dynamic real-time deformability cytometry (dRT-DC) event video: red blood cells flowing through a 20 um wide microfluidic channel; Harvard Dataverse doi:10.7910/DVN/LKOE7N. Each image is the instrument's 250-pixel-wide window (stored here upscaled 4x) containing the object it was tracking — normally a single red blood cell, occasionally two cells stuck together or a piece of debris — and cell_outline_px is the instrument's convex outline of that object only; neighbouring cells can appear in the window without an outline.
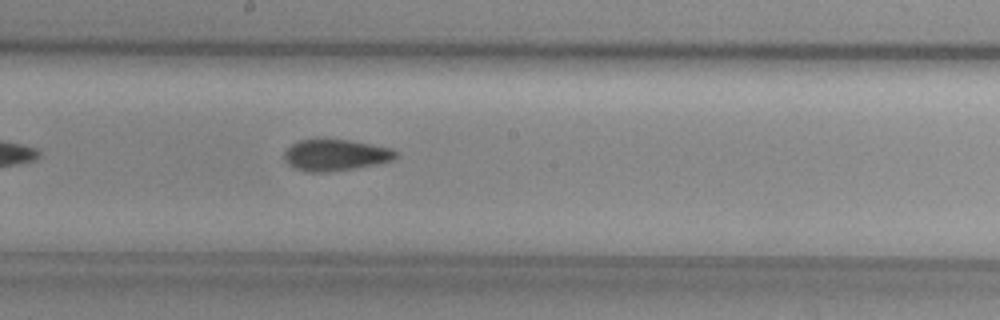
{"species": "common noctule bat (a hibernating species)", "species_latin": "Nyctalus noctula", "temperature_condition": "cold", "stored_images_in_passage": 9, "camera_frame_rate_fps": 3000, "um_per_image_px": 0.085, "animal": {"sex": "female", "body_mass_g": 29.2, "forearm_length_mm": 56.3}, "frame": {"image": 1, "passage_image": 9, "time_ms": 10.0, "image_size_px": [1000, 320], "cell_outline_px": [[400, 156], [392, 160], [376, 164], [356, 168], [328, 172], [308, 172], [296, 168], [288, 164], [284, 160], [284, 152], [296, 140], [348, 140], [392, 148]], "centroid_in_image_um": [28.52, 13.19], "position_along_channel_um": 219.7, "area_um2": 20.29}}